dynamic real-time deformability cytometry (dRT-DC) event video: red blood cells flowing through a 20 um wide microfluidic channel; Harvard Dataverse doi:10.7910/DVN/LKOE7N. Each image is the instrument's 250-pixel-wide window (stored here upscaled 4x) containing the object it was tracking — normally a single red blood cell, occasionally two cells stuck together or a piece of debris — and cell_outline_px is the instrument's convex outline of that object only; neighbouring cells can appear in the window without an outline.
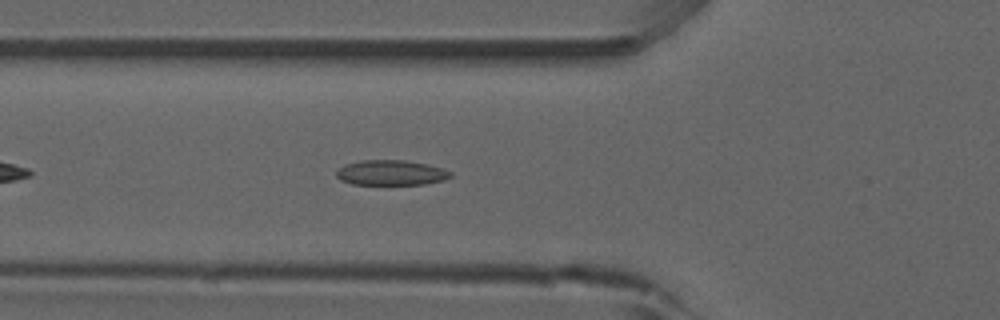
{"species": "common noctule bat (a hibernating species)", "species_latin": "Nyctalus noctula", "temperature_condition": "room temperature", "stored_images_in_passage": 42, "camera_frame_rate_fps": 3000, "um_per_image_px": 0.085, "animal": {"sex": "male", "forearm_length_mm": 52.5}, "frame": {"image": 1, "passage_image": 7, "time_ms": 2.0, "image_size_px": [1000, 320], "cell_outline_px": [[452, 176], [444, 180], [424, 184], [352, 184], [340, 180], [336, 176], [336, 172], [344, 164], [364, 160], [404, 160], [428, 164], [444, 168], [452, 172]], "centroid_in_image_um": [33.26, 14.68], "position_along_channel_um": 92.5, "area_um2": 16.76}, "authors_computed_cell_mechanics": {"area_um2": 16.184, "velocity_mm_per_s": 3.9099, "shape_relaxation_time_tau1_ms": null, "shape_relaxation_time_tau2_ms": 3.0309, "deformation_change_tau1": null, "deformation_change_tau2": 0.089}}